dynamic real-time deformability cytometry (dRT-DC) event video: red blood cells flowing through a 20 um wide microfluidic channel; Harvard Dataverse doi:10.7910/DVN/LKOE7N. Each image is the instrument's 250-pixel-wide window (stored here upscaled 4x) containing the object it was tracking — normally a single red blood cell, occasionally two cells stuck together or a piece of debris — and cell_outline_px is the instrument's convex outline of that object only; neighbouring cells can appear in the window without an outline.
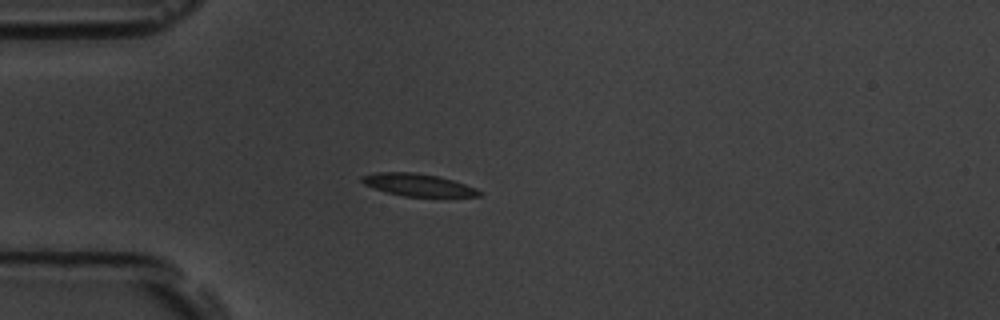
{"species": "common noctule bat (a hibernating species)", "species_latin": "Nyctalus noctula", "temperature_condition": "room temperature", "stored_images_in_passage": 4, "camera_frame_rate_fps": 3000, "um_per_image_px": 0.085, "animal": {"sex": "male", "body_mass_g": 19.5, "forearm_length_mm": 54.6}, "frame": {"image": 1, "passage_image": 4, "time_ms": 4.333, "image_size_px": [1000, 320], "cell_outline_px": [[484, 192], [480, 196], [404, 196], [388, 192], [364, 184], [360, 180], [360, 176], [376, 172], [416, 172], [436, 176], [452, 180], [476, 188]], "centroid_in_image_um": [35.52, 15.7], "position_along_channel_um": 49.5, "area_um2": 15.09}}